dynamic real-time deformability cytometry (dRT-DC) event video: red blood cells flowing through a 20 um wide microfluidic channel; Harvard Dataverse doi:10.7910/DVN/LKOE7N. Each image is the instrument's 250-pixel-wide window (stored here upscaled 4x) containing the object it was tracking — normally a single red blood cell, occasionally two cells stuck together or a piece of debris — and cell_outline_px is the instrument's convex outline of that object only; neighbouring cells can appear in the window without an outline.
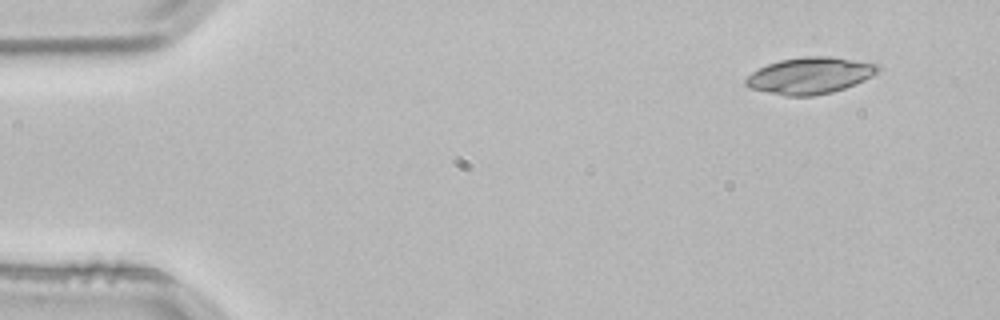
{"species": "common noctule bat (a hibernating species)", "species_latin": "Nyctalus noctula", "temperature_condition": "room temperature", "stored_images_in_passage": 2, "camera_frame_rate_fps": 3000, "um_per_image_px": 0.085, "animal": {"sex": "male", "body_mass_g": 21.5, "forearm_length_mm": 52.0}, "frame": {"image": 1, "passage_image": 1, "time_ms": 0.0, "image_size_px": [1000, 320], "cell_outline_px": [[880, 68], [872, 76], [856, 84], [832, 92], [812, 96], [784, 96], [748, 88], [744, 84], [744, 80], [752, 72], [768, 64], [780, 60], [804, 56], [828, 56], [880, 64]], "centroid_in_image_um": [68.83, 6.43], "position_along_channel_um": 16.2, "area_um2": 28.15}}